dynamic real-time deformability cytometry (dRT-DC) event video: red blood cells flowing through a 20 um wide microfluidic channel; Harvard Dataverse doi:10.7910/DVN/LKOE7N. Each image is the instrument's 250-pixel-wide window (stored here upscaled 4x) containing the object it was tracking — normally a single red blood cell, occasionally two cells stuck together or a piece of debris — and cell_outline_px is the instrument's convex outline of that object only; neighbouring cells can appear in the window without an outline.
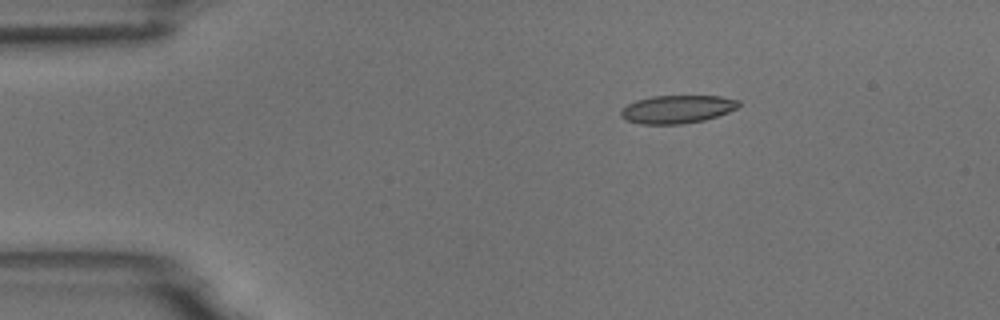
{"species": "common noctule bat (a hibernating species)", "species_latin": "Nyctalus noctula", "temperature_condition": "room temperature", "stored_images_in_passage": 4, "camera_frame_rate_fps": 3000, "um_per_image_px": 0.085, "animal": {"sex": "male", "body_mass_g": 18.8}, "frame": {"image": 1, "passage_image": 2, "time_ms": 2.333, "image_size_px": [1000, 320], "cell_outline_px": [[740, 104], [736, 108], [728, 112], [704, 120], [680, 124], [640, 124], [624, 120], [620, 116], [620, 112], [628, 104], [636, 100], [652, 96], [720, 96], [740, 100]], "centroid_in_image_um": [57.54, 9.28], "position_along_channel_um": 27.5, "area_um2": 19.25}}